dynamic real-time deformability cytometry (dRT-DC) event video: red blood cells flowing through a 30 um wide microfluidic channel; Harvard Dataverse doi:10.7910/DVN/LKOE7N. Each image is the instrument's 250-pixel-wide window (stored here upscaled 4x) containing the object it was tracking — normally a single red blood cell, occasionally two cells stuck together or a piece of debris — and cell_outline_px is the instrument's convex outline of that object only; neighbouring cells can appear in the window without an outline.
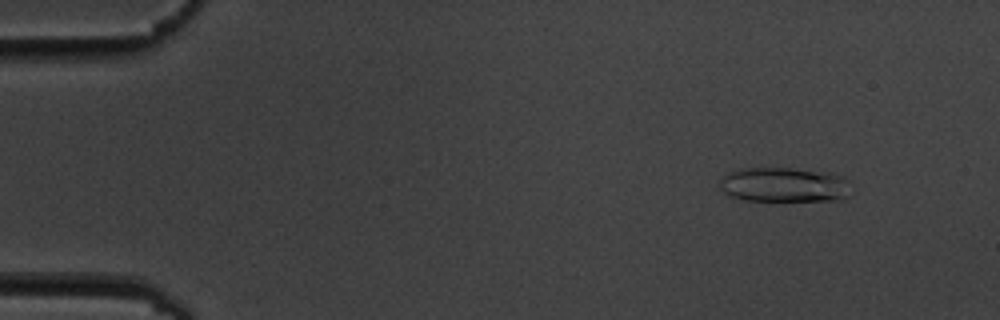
{"species": "common noctule bat (a hibernating species)", "species_latin": "Nyctalus noctula", "temperature_condition": "cold", "stored_images_in_passage": 4, "camera_frame_rate_fps": 3000, "um_per_image_px": 0.085, "animal": {"sex": "male", "body_mass_g": 19.5, "forearm_length_mm": 54.6}, "frame": {"image": 1, "passage_image": 1, "time_ms": 0.0, "image_size_px": [1000, 320], "cell_outline_px": [[848, 196], [844, 200], [744, 200], [732, 196], [724, 192], [720, 188], [720, 180], [728, 172], [740, 168], [792, 168], [832, 172], [844, 176], [848, 180]], "centroid_in_image_um": [66.68, 15.69], "position_along_channel_um": 18.3, "area_um2": 26.7}}